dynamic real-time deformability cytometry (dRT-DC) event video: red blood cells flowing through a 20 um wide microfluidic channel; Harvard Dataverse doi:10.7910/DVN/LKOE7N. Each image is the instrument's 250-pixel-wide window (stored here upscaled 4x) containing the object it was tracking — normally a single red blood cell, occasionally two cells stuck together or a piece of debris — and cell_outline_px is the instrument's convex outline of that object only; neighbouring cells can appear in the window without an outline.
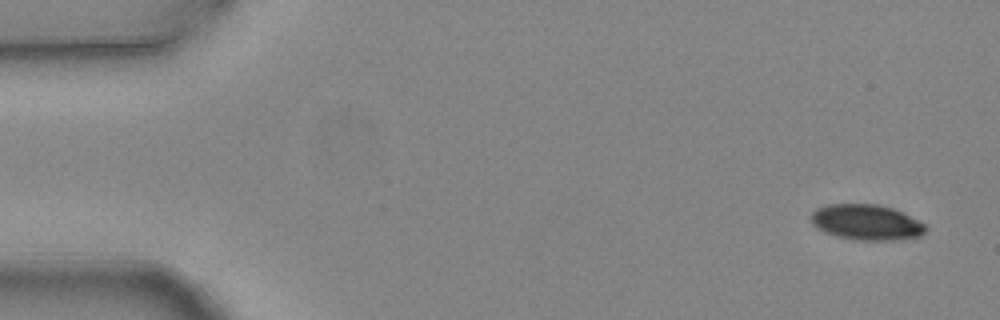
{"species": "common noctule bat (a hibernating species)", "species_latin": "Nyctalus noctula", "temperature_condition": "warm", "stored_images_in_passage": 5, "camera_frame_rate_fps": 3000, "um_per_image_px": 0.085, "animal": {"sex": "female", "body_mass_g": 24.6, "forearm_length_mm": 56.2}, "frame": {"image": 1, "passage_image": 1, "time_ms": 0.0, "image_size_px": [1000, 320], "cell_outline_px": [[928, 228], [920, 236], [900, 240], [856, 240], [836, 236], [824, 232], [816, 228], [812, 224], [812, 212], [816, 208], [828, 204], [876, 204], [892, 208], [924, 224]], "centroid_in_image_um": [73.61, 18.9], "position_along_channel_um": 11.4, "area_um2": 23.64}}